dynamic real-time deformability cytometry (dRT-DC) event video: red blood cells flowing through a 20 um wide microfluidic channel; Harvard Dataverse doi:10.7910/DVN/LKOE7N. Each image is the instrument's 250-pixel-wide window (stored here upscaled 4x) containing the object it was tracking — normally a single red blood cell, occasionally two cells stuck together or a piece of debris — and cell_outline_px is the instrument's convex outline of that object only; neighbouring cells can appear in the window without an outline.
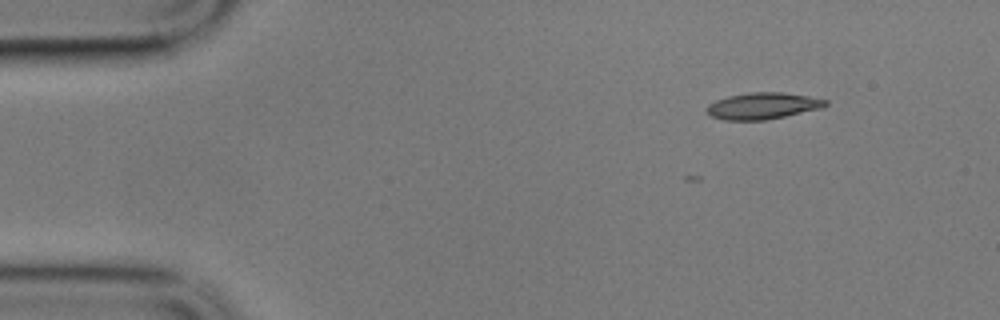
{"species": "common noctule bat (a hibernating species)", "species_latin": "Nyctalus noctula", "temperature_condition": "cold", "stored_images_in_passage": 3, "camera_frame_rate_fps": 3000, "um_per_image_px": 0.085, "animal": {"sex": "male", "body_mass_g": 17.9}, "frame": {"image": 1, "passage_image": 1, "time_ms": 0.0, "image_size_px": [1000, 320], "cell_outline_px": [[828, 104], [820, 108], [784, 116], [764, 120], [724, 120], [712, 116], [704, 112], [704, 108], [708, 104], [716, 100], [728, 96], [748, 92], [780, 92], [808, 96], [828, 100]], "centroid_in_image_um": [64.77, 8.99], "position_along_channel_um": 20.2, "area_um2": 18.32}}